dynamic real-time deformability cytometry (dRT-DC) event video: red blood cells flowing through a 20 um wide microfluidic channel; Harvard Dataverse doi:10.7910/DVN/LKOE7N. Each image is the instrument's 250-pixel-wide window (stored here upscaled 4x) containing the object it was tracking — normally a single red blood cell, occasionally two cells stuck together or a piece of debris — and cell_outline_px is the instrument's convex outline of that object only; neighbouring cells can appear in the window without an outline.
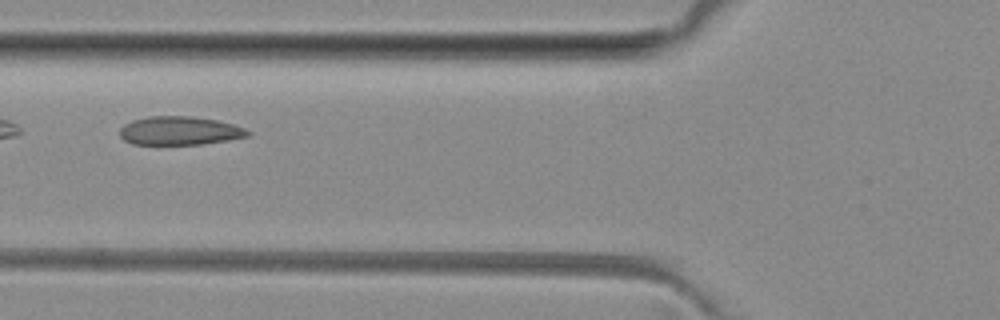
{"species": "common noctule bat (a hibernating species)", "species_latin": "Nyctalus noctula", "temperature_condition": "room temperature", "stored_images_in_passage": 2, "camera_frame_rate_fps": 3000, "um_per_image_px": 0.085, "animal": {"sex": "female", "body_mass_g": 29.2, "forearm_length_mm": 56.3}, "frame": {"image": 1, "passage_image": 2, "time_ms": 1.0, "image_size_px": [1000, 320], "cell_outline_px": [[252, 132], [248, 136], [228, 140], [204, 144], [132, 144], [124, 140], [120, 136], [120, 128], [124, 124], [132, 120], [148, 116], [192, 116], [216, 120], [232, 124], [244, 128]], "centroid_in_image_um": [15.26, 11.11], "position_along_channel_um": 110.5, "area_um2": 21.33}}